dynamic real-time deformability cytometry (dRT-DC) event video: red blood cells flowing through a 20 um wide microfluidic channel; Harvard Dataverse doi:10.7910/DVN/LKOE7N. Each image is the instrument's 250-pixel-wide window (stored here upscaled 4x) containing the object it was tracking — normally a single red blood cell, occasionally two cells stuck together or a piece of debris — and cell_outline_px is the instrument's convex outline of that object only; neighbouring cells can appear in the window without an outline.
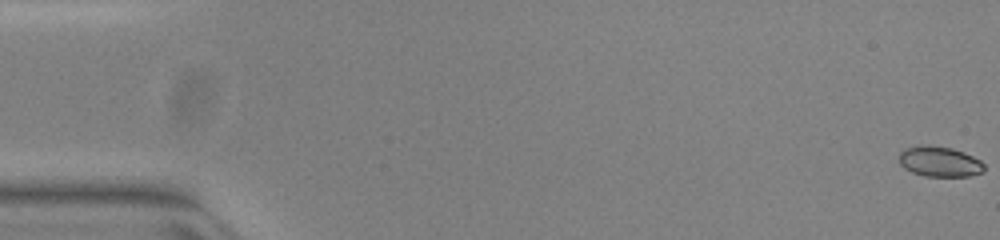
{"species": "common noctule bat (a hibernating species)", "species_latin": "Nyctalus noctula", "temperature_condition": "warm", "stored_images_in_passage": 53, "camera_frame_rate_fps": 3000, "um_per_image_px": 0.085, "animal": {"sex": "female", "body_mass_g": 23.0, "forearm_length_mm": 53.4}, "frame": {"image": 1, "passage_image": 1, "time_ms": 0.0, "image_size_px": [1000, 240], "cell_outline_px": [[984, 172], [968, 176], [924, 176], [912, 172], [904, 168], [900, 164], [900, 152], [908, 148], [920, 144], [928, 144], [952, 148], [964, 152], [980, 160], [984, 164]], "centroid_in_image_um": [79.87, 13.73], "position_along_channel_um": 5.1, "area_um2": 15.09}}
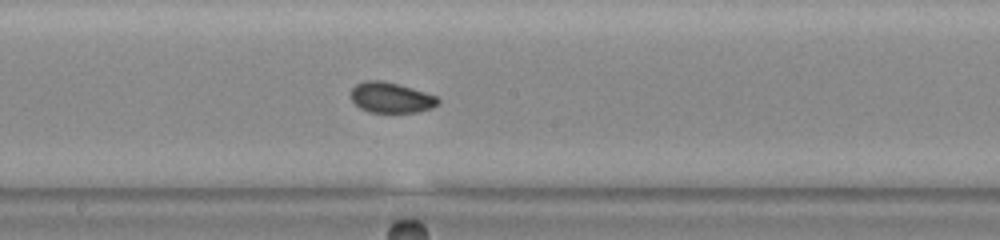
{"frame": {"image": 2, "passage_image": 29, "time_ms": 9.333, "image_size_px": [1000, 240], "cell_outline_px": [[440, 104], [432, 108], [416, 112], [368, 112], [360, 108], [348, 96], [352, 88], [356, 84], [364, 80], [380, 80], [412, 88], [436, 96], [440, 100]], "centroid_in_image_um": [33.21, 8.3], "position_along_channel_um": 215.0, "area_um2": 15.55}}
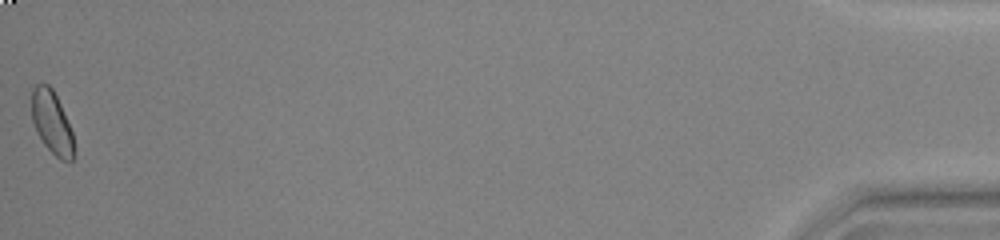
{"frame": {"image": 3, "passage_image": 53, "time_ms": 17.333, "image_size_px": [1000, 240], "cell_outline_px": [[72, 160], [60, 160], [44, 144], [36, 132], [32, 120], [32, 88], [36, 84], [48, 84], [52, 88], [60, 104], [72, 132]], "centroid_in_image_um": [4.36, 10.37], "position_along_channel_um": 430.8, "area_um2": 15.03}, "authors_computed_cell_mechanics": {"area_um2": 15.5482, "velocity_mm_per_s": 3.9655, "shape_relaxation_time_tau1_ms": 7.5403, "shape_relaxation_time_tau2_ms": 9.1347, "deformation_change_tau1": 0.1304, "deformation_change_tau2": 0.094}}